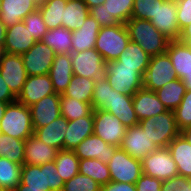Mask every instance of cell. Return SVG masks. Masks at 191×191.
<instances>
[{"label": "cell", "mask_w": 191, "mask_h": 191, "mask_svg": "<svg viewBox=\"0 0 191 191\" xmlns=\"http://www.w3.org/2000/svg\"><path fill=\"white\" fill-rule=\"evenodd\" d=\"M25 189L63 191L65 181L60 177L55 161L44 165H22L21 180Z\"/></svg>", "instance_id": "7a4b0ae2"}, {"label": "cell", "mask_w": 191, "mask_h": 191, "mask_svg": "<svg viewBox=\"0 0 191 191\" xmlns=\"http://www.w3.org/2000/svg\"><path fill=\"white\" fill-rule=\"evenodd\" d=\"M56 93L49 74L28 76L17 101L28 107L35 104L45 96Z\"/></svg>", "instance_id": "2e32d148"}, {"label": "cell", "mask_w": 191, "mask_h": 191, "mask_svg": "<svg viewBox=\"0 0 191 191\" xmlns=\"http://www.w3.org/2000/svg\"><path fill=\"white\" fill-rule=\"evenodd\" d=\"M58 149L39 140L34 134L25 140L24 164L44 165L55 161Z\"/></svg>", "instance_id": "603a6c76"}, {"label": "cell", "mask_w": 191, "mask_h": 191, "mask_svg": "<svg viewBox=\"0 0 191 191\" xmlns=\"http://www.w3.org/2000/svg\"><path fill=\"white\" fill-rule=\"evenodd\" d=\"M181 34H191V23L181 31Z\"/></svg>", "instance_id": "6125c7cd"}, {"label": "cell", "mask_w": 191, "mask_h": 191, "mask_svg": "<svg viewBox=\"0 0 191 191\" xmlns=\"http://www.w3.org/2000/svg\"><path fill=\"white\" fill-rule=\"evenodd\" d=\"M186 140L187 142L191 145V135H182Z\"/></svg>", "instance_id": "be15d7a7"}, {"label": "cell", "mask_w": 191, "mask_h": 191, "mask_svg": "<svg viewBox=\"0 0 191 191\" xmlns=\"http://www.w3.org/2000/svg\"><path fill=\"white\" fill-rule=\"evenodd\" d=\"M150 22L169 40H179L181 30L177 22L176 0H165L150 19Z\"/></svg>", "instance_id": "5bb4252c"}, {"label": "cell", "mask_w": 191, "mask_h": 191, "mask_svg": "<svg viewBox=\"0 0 191 191\" xmlns=\"http://www.w3.org/2000/svg\"><path fill=\"white\" fill-rule=\"evenodd\" d=\"M180 134L181 135H191V126L182 129Z\"/></svg>", "instance_id": "94428289"}, {"label": "cell", "mask_w": 191, "mask_h": 191, "mask_svg": "<svg viewBox=\"0 0 191 191\" xmlns=\"http://www.w3.org/2000/svg\"><path fill=\"white\" fill-rule=\"evenodd\" d=\"M111 88L105 73L95 79L92 97L93 111L98 109L106 110L108 108V103H110L111 97Z\"/></svg>", "instance_id": "60d3db41"}, {"label": "cell", "mask_w": 191, "mask_h": 191, "mask_svg": "<svg viewBox=\"0 0 191 191\" xmlns=\"http://www.w3.org/2000/svg\"><path fill=\"white\" fill-rule=\"evenodd\" d=\"M120 148L139 160L158 149L139 124L126 129Z\"/></svg>", "instance_id": "9a60e30c"}, {"label": "cell", "mask_w": 191, "mask_h": 191, "mask_svg": "<svg viewBox=\"0 0 191 191\" xmlns=\"http://www.w3.org/2000/svg\"><path fill=\"white\" fill-rule=\"evenodd\" d=\"M100 28L99 23L89 14L83 25L72 31V52L94 48Z\"/></svg>", "instance_id": "4316f807"}, {"label": "cell", "mask_w": 191, "mask_h": 191, "mask_svg": "<svg viewBox=\"0 0 191 191\" xmlns=\"http://www.w3.org/2000/svg\"><path fill=\"white\" fill-rule=\"evenodd\" d=\"M0 133L26 140L34 134L30 108L18 101L9 103L0 120Z\"/></svg>", "instance_id": "3957f363"}, {"label": "cell", "mask_w": 191, "mask_h": 191, "mask_svg": "<svg viewBox=\"0 0 191 191\" xmlns=\"http://www.w3.org/2000/svg\"><path fill=\"white\" fill-rule=\"evenodd\" d=\"M36 0H1L0 19L6 27L13 26L38 9Z\"/></svg>", "instance_id": "ffe728a7"}, {"label": "cell", "mask_w": 191, "mask_h": 191, "mask_svg": "<svg viewBox=\"0 0 191 191\" xmlns=\"http://www.w3.org/2000/svg\"><path fill=\"white\" fill-rule=\"evenodd\" d=\"M79 158L73 150H59L55 158V166L65 182L79 173Z\"/></svg>", "instance_id": "f35d334b"}, {"label": "cell", "mask_w": 191, "mask_h": 191, "mask_svg": "<svg viewBox=\"0 0 191 191\" xmlns=\"http://www.w3.org/2000/svg\"><path fill=\"white\" fill-rule=\"evenodd\" d=\"M117 148V146L110 145L102 138L92 134L86 137L73 151L79 159L95 158L108 164Z\"/></svg>", "instance_id": "ac0fdd59"}, {"label": "cell", "mask_w": 191, "mask_h": 191, "mask_svg": "<svg viewBox=\"0 0 191 191\" xmlns=\"http://www.w3.org/2000/svg\"><path fill=\"white\" fill-rule=\"evenodd\" d=\"M133 4L134 0H105L104 2L109 15H113L121 24L131 19Z\"/></svg>", "instance_id": "b9f144b4"}, {"label": "cell", "mask_w": 191, "mask_h": 191, "mask_svg": "<svg viewBox=\"0 0 191 191\" xmlns=\"http://www.w3.org/2000/svg\"><path fill=\"white\" fill-rule=\"evenodd\" d=\"M133 106L139 121L167 111L156 92L144 87L139 89L133 96Z\"/></svg>", "instance_id": "7402d4cb"}, {"label": "cell", "mask_w": 191, "mask_h": 191, "mask_svg": "<svg viewBox=\"0 0 191 191\" xmlns=\"http://www.w3.org/2000/svg\"><path fill=\"white\" fill-rule=\"evenodd\" d=\"M89 16V9L83 0H68L64 7L62 26L75 31L79 29Z\"/></svg>", "instance_id": "f546056e"}, {"label": "cell", "mask_w": 191, "mask_h": 191, "mask_svg": "<svg viewBox=\"0 0 191 191\" xmlns=\"http://www.w3.org/2000/svg\"><path fill=\"white\" fill-rule=\"evenodd\" d=\"M142 173L161 181L178 176L177 165L168 147L152 151L141 160Z\"/></svg>", "instance_id": "ba28073f"}, {"label": "cell", "mask_w": 191, "mask_h": 191, "mask_svg": "<svg viewBox=\"0 0 191 191\" xmlns=\"http://www.w3.org/2000/svg\"><path fill=\"white\" fill-rule=\"evenodd\" d=\"M161 191H191V179L176 176L162 182Z\"/></svg>", "instance_id": "c3c4849f"}, {"label": "cell", "mask_w": 191, "mask_h": 191, "mask_svg": "<svg viewBox=\"0 0 191 191\" xmlns=\"http://www.w3.org/2000/svg\"><path fill=\"white\" fill-rule=\"evenodd\" d=\"M106 78L112 89L133 97L142 88L139 67L119 66L115 61L107 62Z\"/></svg>", "instance_id": "52a82bcc"}, {"label": "cell", "mask_w": 191, "mask_h": 191, "mask_svg": "<svg viewBox=\"0 0 191 191\" xmlns=\"http://www.w3.org/2000/svg\"><path fill=\"white\" fill-rule=\"evenodd\" d=\"M161 180L142 174L136 181V191H161Z\"/></svg>", "instance_id": "f907efd6"}, {"label": "cell", "mask_w": 191, "mask_h": 191, "mask_svg": "<svg viewBox=\"0 0 191 191\" xmlns=\"http://www.w3.org/2000/svg\"><path fill=\"white\" fill-rule=\"evenodd\" d=\"M174 114L180 130L191 126V90H186L180 105L174 110Z\"/></svg>", "instance_id": "bcb514c9"}, {"label": "cell", "mask_w": 191, "mask_h": 191, "mask_svg": "<svg viewBox=\"0 0 191 191\" xmlns=\"http://www.w3.org/2000/svg\"><path fill=\"white\" fill-rule=\"evenodd\" d=\"M71 61L74 76L95 80L105 73L106 62L95 48L72 52Z\"/></svg>", "instance_id": "8fae6325"}, {"label": "cell", "mask_w": 191, "mask_h": 191, "mask_svg": "<svg viewBox=\"0 0 191 191\" xmlns=\"http://www.w3.org/2000/svg\"><path fill=\"white\" fill-rule=\"evenodd\" d=\"M101 185L87 175L77 173L64 183L63 191H100Z\"/></svg>", "instance_id": "7bdbcfd3"}, {"label": "cell", "mask_w": 191, "mask_h": 191, "mask_svg": "<svg viewBox=\"0 0 191 191\" xmlns=\"http://www.w3.org/2000/svg\"><path fill=\"white\" fill-rule=\"evenodd\" d=\"M73 75L71 54H56L49 72L55 92L63 94Z\"/></svg>", "instance_id": "d4e9b609"}, {"label": "cell", "mask_w": 191, "mask_h": 191, "mask_svg": "<svg viewBox=\"0 0 191 191\" xmlns=\"http://www.w3.org/2000/svg\"><path fill=\"white\" fill-rule=\"evenodd\" d=\"M155 92L165 108L174 111L180 105L186 88L184 82L177 78L174 81L168 82Z\"/></svg>", "instance_id": "d6a6232c"}, {"label": "cell", "mask_w": 191, "mask_h": 191, "mask_svg": "<svg viewBox=\"0 0 191 191\" xmlns=\"http://www.w3.org/2000/svg\"><path fill=\"white\" fill-rule=\"evenodd\" d=\"M126 129L127 127L112 113L100 109L94 111L93 134L106 143L120 147Z\"/></svg>", "instance_id": "30bf717a"}, {"label": "cell", "mask_w": 191, "mask_h": 191, "mask_svg": "<svg viewBox=\"0 0 191 191\" xmlns=\"http://www.w3.org/2000/svg\"><path fill=\"white\" fill-rule=\"evenodd\" d=\"M125 24L101 27L94 48L102 55L105 62L117 60L130 42Z\"/></svg>", "instance_id": "277c9868"}, {"label": "cell", "mask_w": 191, "mask_h": 191, "mask_svg": "<svg viewBox=\"0 0 191 191\" xmlns=\"http://www.w3.org/2000/svg\"><path fill=\"white\" fill-rule=\"evenodd\" d=\"M61 115L68 121L88 116L92 111V104L79 101L66 95H60Z\"/></svg>", "instance_id": "74e56055"}, {"label": "cell", "mask_w": 191, "mask_h": 191, "mask_svg": "<svg viewBox=\"0 0 191 191\" xmlns=\"http://www.w3.org/2000/svg\"><path fill=\"white\" fill-rule=\"evenodd\" d=\"M79 173L89 176L100 185H105L111 181L108 165L99 159H80Z\"/></svg>", "instance_id": "d590c367"}, {"label": "cell", "mask_w": 191, "mask_h": 191, "mask_svg": "<svg viewBox=\"0 0 191 191\" xmlns=\"http://www.w3.org/2000/svg\"><path fill=\"white\" fill-rule=\"evenodd\" d=\"M107 165L113 182L135 184L143 174L141 160L130 156L120 147L115 150Z\"/></svg>", "instance_id": "9c48e42d"}, {"label": "cell", "mask_w": 191, "mask_h": 191, "mask_svg": "<svg viewBox=\"0 0 191 191\" xmlns=\"http://www.w3.org/2000/svg\"><path fill=\"white\" fill-rule=\"evenodd\" d=\"M38 3H42L44 0H36Z\"/></svg>", "instance_id": "03108f58"}, {"label": "cell", "mask_w": 191, "mask_h": 191, "mask_svg": "<svg viewBox=\"0 0 191 191\" xmlns=\"http://www.w3.org/2000/svg\"><path fill=\"white\" fill-rule=\"evenodd\" d=\"M83 1L88 6V9L101 5L105 2V0H83Z\"/></svg>", "instance_id": "11a10c76"}, {"label": "cell", "mask_w": 191, "mask_h": 191, "mask_svg": "<svg viewBox=\"0 0 191 191\" xmlns=\"http://www.w3.org/2000/svg\"><path fill=\"white\" fill-rule=\"evenodd\" d=\"M139 126L158 148L168 147L169 143L181 132L175 120L174 111L170 110L140 120Z\"/></svg>", "instance_id": "5b68a950"}, {"label": "cell", "mask_w": 191, "mask_h": 191, "mask_svg": "<svg viewBox=\"0 0 191 191\" xmlns=\"http://www.w3.org/2000/svg\"><path fill=\"white\" fill-rule=\"evenodd\" d=\"M0 101L4 103H13L17 101V97L12 93L0 74Z\"/></svg>", "instance_id": "f5cc1de1"}, {"label": "cell", "mask_w": 191, "mask_h": 191, "mask_svg": "<svg viewBox=\"0 0 191 191\" xmlns=\"http://www.w3.org/2000/svg\"><path fill=\"white\" fill-rule=\"evenodd\" d=\"M175 79V69L168 53L165 52L150 58L147 69L142 73L141 85L155 92Z\"/></svg>", "instance_id": "8992f818"}, {"label": "cell", "mask_w": 191, "mask_h": 191, "mask_svg": "<svg viewBox=\"0 0 191 191\" xmlns=\"http://www.w3.org/2000/svg\"><path fill=\"white\" fill-rule=\"evenodd\" d=\"M25 140H20L0 133V157H5L10 161L24 164Z\"/></svg>", "instance_id": "8d00e7d4"}, {"label": "cell", "mask_w": 191, "mask_h": 191, "mask_svg": "<svg viewBox=\"0 0 191 191\" xmlns=\"http://www.w3.org/2000/svg\"><path fill=\"white\" fill-rule=\"evenodd\" d=\"M13 191H43V190H35V189H25V184H20Z\"/></svg>", "instance_id": "680465c9"}, {"label": "cell", "mask_w": 191, "mask_h": 191, "mask_svg": "<svg viewBox=\"0 0 191 191\" xmlns=\"http://www.w3.org/2000/svg\"><path fill=\"white\" fill-rule=\"evenodd\" d=\"M89 14L93 16L101 27L116 26L120 24L113 15H109L104 3L89 9Z\"/></svg>", "instance_id": "7dc6e473"}, {"label": "cell", "mask_w": 191, "mask_h": 191, "mask_svg": "<svg viewBox=\"0 0 191 191\" xmlns=\"http://www.w3.org/2000/svg\"><path fill=\"white\" fill-rule=\"evenodd\" d=\"M0 74L9 89L17 97L28 77L22 56L1 52Z\"/></svg>", "instance_id": "7c38bea8"}, {"label": "cell", "mask_w": 191, "mask_h": 191, "mask_svg": "<svg viewBox=\"0 0 191 191\" xmlns=\"http://www.w3.org/2000/svg\"><path fill=\"white\" fill-rule=\"evenodd\" d=\"M165 0H134L131 18L150 20Z\"/></svg>", "instance_id": "ee69618b"}, {"label": "cell", "mask_w": 191, "mask_h": 191, "mask_svg": "<svg viewBox=\"0 0 191 191\" xmlns=\"http://www.w3.org/2000/svg\"><path fill=\"white\" fill-rule=\"evenodd\" d=\"M125 25L131 42L137 43L151 57L166 52L170 40L150 20L131 18Z\"/></svg>", "instance_id": "6da1fadb"}, {"label": "cell", "mask_w": 191, "mask_h": 191, "mask_svg": "<svg viewBox=\"0 0 191 191\" xmlns=\"http://www.w3.org/2000/svg\"><path fill=\"white\" fill-rule=\"evenodd\" d=\"M95 80L86 77L72 76L69 85L61 95L75 98L92 104Z\"/></svg>", "instance_id": "e575fe53"}, {"label": "cell", "mask_w": 191, "mask_h": 191, "mask_svg": "<svg viewBox=\"0 0 191 191\" xmlns=\"http://www.w3.org/2000/svg\"><path fill=\"white\" fill-rule=\"evenodd\" d=\"M29 108L33 129L46 126L61 116L60 94L54 93L45 96Z\"/></svg>", "instance_id": "e0dca14e"}, {"label": "cell", "mask_w": 191, "mask_h": 191, "mask_svg": "<svg viewBox=\"0 0 191 191\" xmlns=\"http://www.w3.org/2000/svg\"><path fill=\"white\" fill-rule=\"evenodd\" d=\"M168 148L177 165L178 175L191 179V145L180 134L169 143Z\"/></svg>", "instance_id": "f1b7e54d"}, {"label": "cell", "mask_w": 191, "mask_h": 191, "mask_svg": "<svg viewBox=\"0 0 191 191\" xmlns=\"http://www.w3.org/2000/svg\"><path fill=\"white\" fill-rule=\"evenodd\" d=\"M179 40L186 43L191 48V34H181Z\"/></svg>", "instance_id": "6f0895ef"}, {"label": "cell", "mask_w": 191, "mask_h": 191, "mask_svg": "<svg viewBox=\"0 0 191 191\" xmlns=\"http://www.w3.org/2000/svg\"><path fill=\"white\" fill-rule=\"evenodd\" d=\"M56 53L42 41L36 43L24 54L22 59L28 76L49 74Z\"/></svg>", "instance_id": "4fadbf2b"}, {"label": "cell", "mask_w": 191, "mask_h": 191, "mask_svg": "<svg viewBox=\"0 0 191 191\" xmlns=\"http://www.w3.org/2000/svg\"><path fill=\"white\" fill-rule=\"evenodd\" d=\"M56 54L72 53V31L63 26L48 30L41 40Z\"/></svg>", "instance_id": "4dcf8cb0"}, {"label": "cell", "mask_w": 191, "mask_h": 191, "mask_svg": "<svg viewBox=\"0 0 191 191\" xmlns=\"http://www.w3.org/2000/svg\"><path fill=\"white\" fill-rule=\"evenodd\" d=\"M181 80L184 82L186 90H191V74H185Z\"/></svg>", "instance_id": "9f6ffc18"}, {"label": "cell", "mask_w": 191, "mask_h": 191, "mask_svg": "<svg viewBox=\"0 0 191 191\" xmlns=\"http://www.w3.org/2000/svg\"><path fill=\"white\" fill-rule=\"evenodd\" d=\"M94 111L88 116L68 121V128L64 138V150H73L86 137L93 134Z\"/></svg>", "instance_id": "cb8c5ba5"}, {"label": "cell", "mask_w": 191, "mask_h": 191, "mask_svg": "<svg viewBox=\"0 0 191 191\" xmlns=\"http://www.w3.org/2000/svg\"><path fill=\"white\" fill-rule=\"evenodd\" d=\"M7 27L0 19V53L4 51V43L6 38Z\"/></svg>", "instance_id": "db71d44e"}, {"label": "cell", "mask_w": 191, "mask_h": 191, "mask_svg": "<svg viewBox=\"0 0 191 191\" xmlns=\"http://www.w3.org/2000/svg\"><path fill=\"white\" fill-rule=\"evenodd\" d=\"M22 165L0 157V183L5 191H13L21 180Z\"/></svg>", "instance_id": "ab89813d"}, {"label": "cell", "mask_w": 191, "mask_h": 191, "mask_svg": "<svg viewBox=\"0 0 191 191\" xmlns=\"http://www.w3.org/2000/svg\"><path fill=\"white\" fill-rule=\"evenodd\" d=\"M23 22L36 41H41L42 37L48 31L47 26L43 21L42 13L39 9L27 15L23 19Z\"/></svg>", "instance_id": "f6af8a7d"}, {"label": "cell", "mask_w": 191, "mask_h": 191, "mask_svg": "<svg viewBox=\"0 0 191 191\" xmlns=\"http://www.w3.org/2000/svg\"><path fill=\"white\" fill-rule=\"evenodd\" d=\"M177 2V22L182 31L191 23V0H176Z\"/></svg>", "instance_id": "681fc988"}, {"label": "cell", "mask_w": 191, "mask_h": 191, "mask_svg": "<svg viewBox=\"0 0 191 191\" xmlns=\"http://www.w3.org/2000/svg\"><path fill=\"white\" fill-rule=\"evenodd\" d=\"M166 52L168 53L177 78L182 79L185 74H191V48L180 40H170Z\"/></svg>", "instance_id": "83f0119b"}, {"label": "cell", "mask_w": 191, "mask_h": 191, "mask_svg": "<svg viewBox=\"0 0 191 191\" xmlns=\"http://www.w3.org/2000/svg\"><path fill=\"white\" fill-rule=\"evenodd\" d=\"M100 191H136V187L135 184L110 181L105 185H101Z\"/></svg>", "instance_id": "816d5d0a"}, {"label": "cell", "mask_w": 191, "mask_h": 191, "mask_svg": "<svg viewBox=\"0 0 191 191\" xmlns=\"http://www.w3.org/2000/svg\"><path fill=\"white\" fill-rule=\"evenodd\" d=\"M35 43L36 40L26 28L25 23L21 21L13 26L7 27L3 52L22 55Z\"/></svg>", "instance_id": "d6986e66"}, {"label": "cell", "mask_w": 191, "mask_h": 191, "mask_svg": "<svg viewBox=\"0 0 191 191\" xmlns=\"http://www.w3.org/2000/svg\"><path fill=\"white\" fill-rule=\"evenodd\" d=\"M9 103H4V102H1L0 101V120L2 119L4 113H5V110H6V107Z\"/></svg>", "instance_id": "91938a15"}, {"label": "cell", "mask_w": 191, "mask_h": 191, "mask_svg": "<svg viewBox=\"0 0 191 191\" xmlns=\"http://www.w3.org/2000/svg\"><path fill=\"white\" fill-rule=\"evenodd\" d=\"M67 0H44L39 3L38 9L48 30L62 26L64 7Z\"/></svg>", "instance_id": "836d02e7"}, {"label": "cell", "mask_w": 191, "mask_h": 191, "mask_svg": "<svg viewBox=\"0 0 191 191\" xmlns=\"http://www.w3.org/2000/svg\"><path fill=\"white\" fill-rule=\"evenodd\" d=\"M151 56L148 55L137 43L129 42L125 51L114 60L119 66L139 67V73L147 69Z\"/></svg>", "instance_id": "1f68e13d"}, {"label": "cell", "mask_w": 191, "mask_h": 191, "mask_svg": "<svg viewBox=\"0 0 191 191\" xmlns=\"http://www.w3.org/2000/svg\"><path fill=\"white\" fill-rule=\"evenodd\" d=\"M0 191H5V189L2 187L1 183H0Z\"/></svg>", "instance_id": "e7e4bbea"}, {"label": "cell", "mask_w": 191, "mask_h": 191, "mask_svg": "<svg viewBox=\"0 0 191 191\" xmlns=\"http://www.w3.org/2000/svg\"><path fill=\"white\" fill-rule=\"evenodd\" d=\"M68 120L62 115L46 126L34 129V135L44 143L58 150H64V138Z\"/></svg>", "instance_id": "484cf974"}, {"label": "cell", "mask_w": 191, "mask_h": 191, "mask_svg": "<svg viewBox=\"0 0 191 191\" xmlns=\"http://www.w3.org/2000/svg\"><path fill=\"white\" fill-rule=\"evenodd\" d=\"M119 118L125 127H132L139 124L133 106V97L119 93L111 88L110 103L105 110Z\"/></svg>", "instance_id": "44dd1931"}]
</instances>
